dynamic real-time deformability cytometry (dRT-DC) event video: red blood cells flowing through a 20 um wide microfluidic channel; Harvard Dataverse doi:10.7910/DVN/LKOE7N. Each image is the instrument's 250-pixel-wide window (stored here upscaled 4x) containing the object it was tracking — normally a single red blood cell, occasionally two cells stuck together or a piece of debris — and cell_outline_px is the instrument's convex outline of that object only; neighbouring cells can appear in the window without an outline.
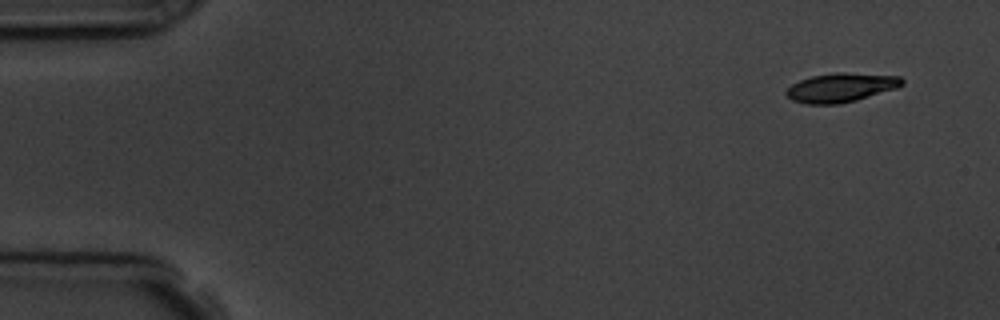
{"species": "common noctule bat (a hibernating species)", "species_latin": "Nyctalus noctula", "temperature_condition": "room temperature", "stored_images_in_passage": 5, "camera_frame_rate_fps": 3000, "um_per_image_px": 0.085, "animal": {"sex": "male", "body_mass_g": 19.5, "forearm_length_mm": 54.6}, "frame": {"image": 1, "passage_image": 1, "time_ms": 0.0, "image_size_px": [1000, 320], "cell_outline_px": [[904, 84], [896, 88], [856, 100], [840, 104], [804, 104], [792, 100], [784, 92], [792, 84], [800, 80], [812, 76], [836, 72], [844, 72], [900, 76], [904, 80]], "centroid_in_image_um": [71.47, 7.44], "position_along_channel_um": 13.5, "area_um2": 19.59}}
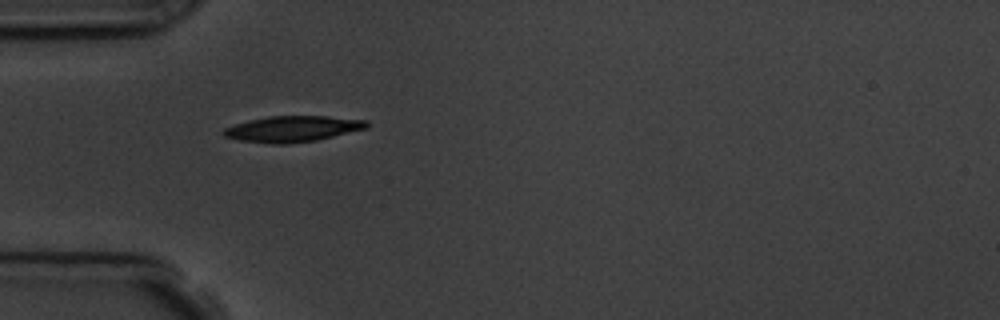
{"frame": {"image": 2, "passage_image": 4, "time_ms": 4.333, "image_size_px": [1000, 320], "cell_outline_px": [[368, 128], [316, 140], [288, 144], [272, 144], [240, 140], [224, 136], [220, 132], [224, 128], [248, 120], [268, 116], [324, 116], [368, 120]], "centroid_in_image_um": [24.85, 10.95], "position_along_channel_um": 60.1, "area_um2": 21.62}}